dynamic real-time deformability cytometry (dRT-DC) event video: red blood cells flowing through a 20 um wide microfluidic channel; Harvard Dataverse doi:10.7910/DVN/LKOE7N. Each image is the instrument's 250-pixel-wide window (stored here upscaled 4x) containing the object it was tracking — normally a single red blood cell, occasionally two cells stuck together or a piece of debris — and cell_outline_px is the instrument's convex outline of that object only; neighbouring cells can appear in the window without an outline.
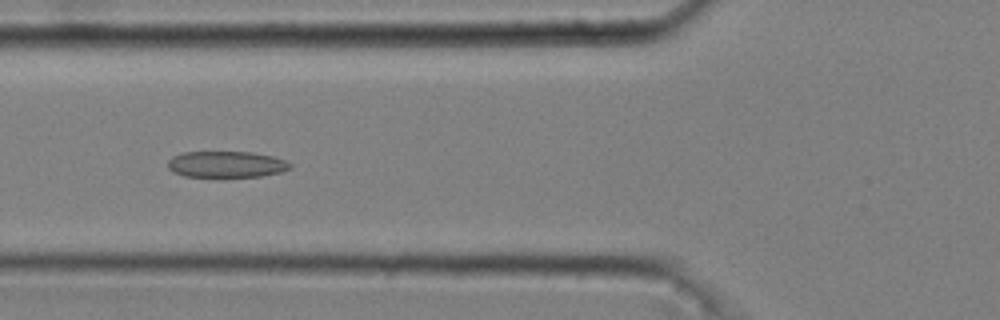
{"species": "common noctule bat (a hibernating species)", "species_latin": "Nyctalus noctula", "temperature_condition": "cold", "stored_images_in_passage": 52, "camera_frame_rate_fps": 3000, "um_per_image_px": 0.085, "animal": {"sex": "male", "body_mass_g": 20.4}, "frame": {"image": 1, "passage_image": 20, "time_ms": 6.333, "image_size_px": [1000, 320], "cell_outline_px": [[292, 168], [280, 172], [260, 176], [184, 176], [172, 172], [168, 168], [168, 160], [172, 156], [184, 152], [252, 152], [272, 156], [288, 160], [292, 164]], "centroid_in_image_um": [19.25, 13.96], "position_along_channel_um": 106.5, "area_um2": 18.73}}
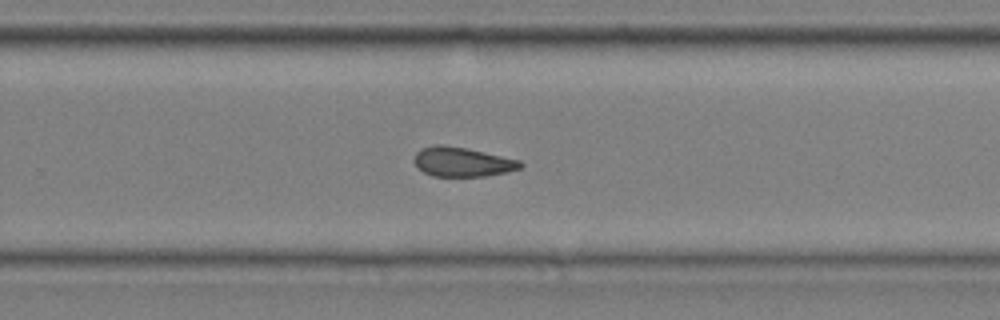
{"frame": {"image": 2, "passage_image": 35, "time_ms": 11.333, "image_size_px": [1000, 320], "cell_outline_px": [[524, 164], [520, 168], [508, 172], [484, 176], [432, 176], [424, 172], [412, 160], [416, 152], [420, 148], [432, 144], [444, 144], [464, 148], [520, 160]], "centroid_in_image_um": [39.26, 13.75], "position_along_channel_um": 290.5, "area_um2": 18.21}}
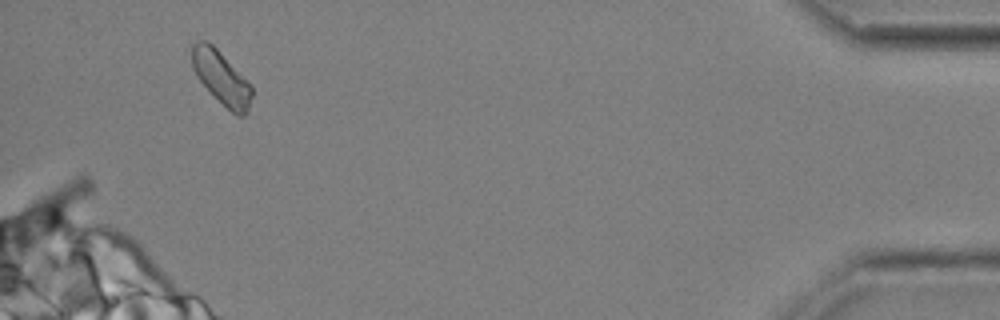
{"frame": {"image": 3, "passage_image": 50, "time_ms": 16.333, "image_size_px": [1000, 320], "cell_outline_px": [[252, 96], [248, 108], [244, 116], [236, 116], [196, 76], [192, 68], [192, 44], [196, 40], [208, 40], [252, 84]], "centroid_in_image_um": [18.82, 6.57], "position_along_channel_um": 416.4, "area_um2": 18.32}, "authors_computed_cell_mechanics": {"area_um2": 18.5827, "velocity_mm_per_s": 3.6835, "shape_relaxation_time_tau1_ms": null, "shape_relaxation_time_tau2_ms": 2.162, "deformation_change_tau1": null, "deformation_change_tau2": 0.0846}}